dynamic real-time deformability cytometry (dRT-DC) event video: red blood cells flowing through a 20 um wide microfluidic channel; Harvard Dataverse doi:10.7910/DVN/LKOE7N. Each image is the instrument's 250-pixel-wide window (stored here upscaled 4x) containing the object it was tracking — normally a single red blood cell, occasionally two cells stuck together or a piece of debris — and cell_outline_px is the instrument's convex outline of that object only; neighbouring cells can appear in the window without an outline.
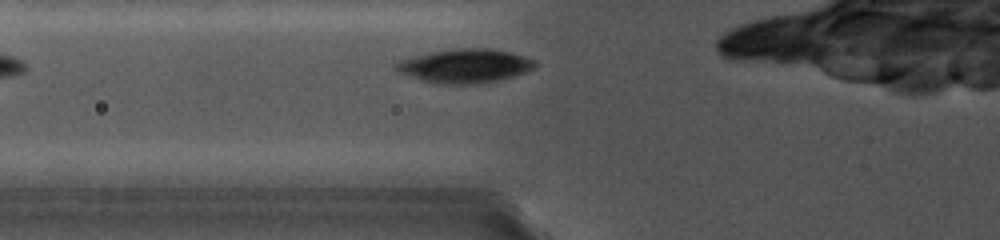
{"species": "common noctule bat (a hibernating species)", "species_latin": "Nyctalus noctula", "temperature_condition": "cold", "stored_images_in_passage": 16, "camera_frame_rate_fps": 5000, "um_per_image_px": 0.085, "animal": {"sex": "female", "body_mass_g": 19.0, "forearm_length_mm": 56.7}, "frame": {"image": 1, "passage_image": 8, "time_ms": 1.0, "image_size_px": [1000, 240], "cell_outline_px": [[536, 68], [500, 80], [476, 84], [440, 84], [420, 80], [396, 72], [392, 68], [396, 60], [408, 56], [456, 48], [488, 48], [508, 52], [524, 56], [536, 60]], "centroid_in_image_um": [39.43, 5.6], "position_along_channel_um": 86.4, "area_um2": 27.86}}
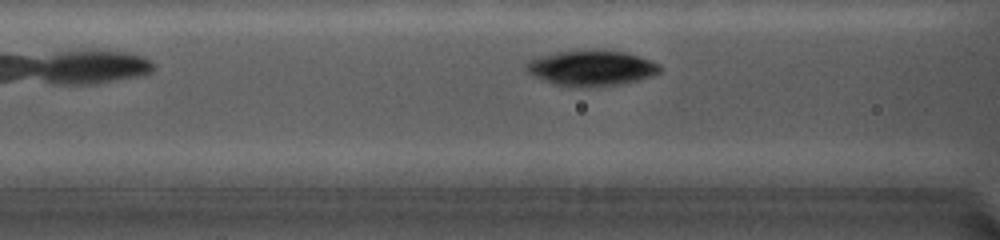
{"frame": {"image": 2, "passage_image": 12, "time_ms": 1.8, "image_size_px": [1000, 240], "cell_outline_px": [[660, 72], [652, 76], [640, 80], [620, 84], [592, 88], [576, 88], [552, 84], [532, 76], [524, 68], [524, 64], [528, 60], [540, 56], [556, 52], [584, 48], [624, 52], [652, 60], [660, 64]], "centroid_in_image_um": [50.23, 5.79], "position_along_channel_um": 116.4, "area_um2": 28.55}}